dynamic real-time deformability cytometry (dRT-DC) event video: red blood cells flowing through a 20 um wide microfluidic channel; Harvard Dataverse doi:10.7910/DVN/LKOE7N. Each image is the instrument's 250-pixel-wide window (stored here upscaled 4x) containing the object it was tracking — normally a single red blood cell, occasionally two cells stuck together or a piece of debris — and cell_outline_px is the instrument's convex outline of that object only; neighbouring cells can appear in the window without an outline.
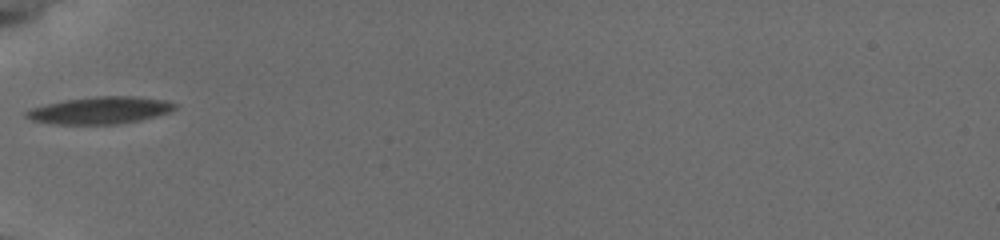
{"species": "common noctule bat (a hibernating species)", "species_latin": "Nyctalus noctula", "temperature_condition": "cold", "stored_images_in_passage": 35, "camera_frame_rate_fps": 3000, "um_per_image_px": 0.085, "animal": {"sex": "female", "body_mass_g": 19.5, "forearm_length_mm": 54.1}, "frame": {"image": 1, "passage_image": 1, "time_ms": 0.0, "image_size_px": [1000, 240], "cell_outline_px": [[176, 108], [168, 112], [156, 116], [140, 120], [116, 124], [56, 124], [32, 120], [24, 116], [24, 112], [32, 108], [64, 100], [96, 96], [136, 96], [164, 100], [176, 104]], "centroid_in_image_um": [8.5, 9.37], "position_along_channel_um": 76.5, "area_um2": 23.29}}
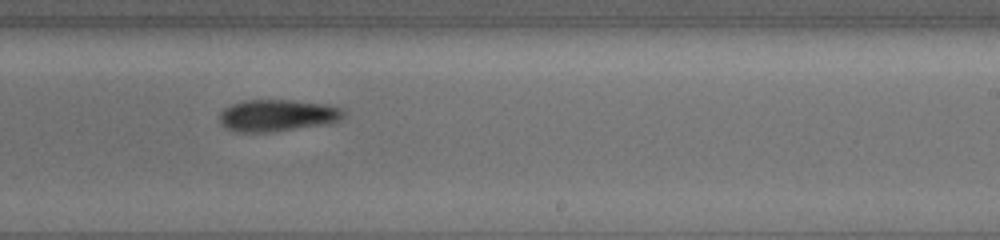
{"frame": {"image": 2, "passage_image": 16, "time_ms": 5.0, "image_size_px": [1000, 240], "cell_outline_px": [[344, 116], [340, 120], [324, 124], [272, 132], [236, 132], [220, 124], [220, 112], [224, 108], [232, 104], [244, 100], [292, 100], [328, 104], [340, 108], [344, 112]], "centroid_in_image_um": [23.56, 9.81], "position_along_channel_um": 265.4, "area_um2": 23.0}}
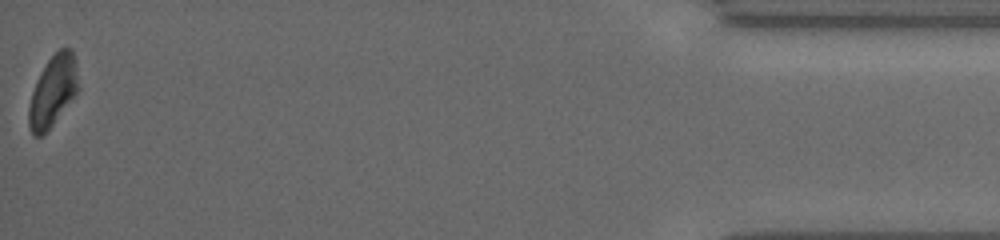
{"frame": {"image": 3, "passage_image": 35, "time_ms": 11.333, "image_size_px": [1000, 240], "cell_outline_px": [[80, 88], [52, 124], [40, 136], [32, 136], [28, 124], [28, 108], [32, 92], [36, 80], [40, 72], [48, 60], [60, 48], [72, 48], [76, 60]], "centroid_in_image_um": [4.5, 7.7], "position_along_channel_um": 430.7, "area_um2": 20.4}, "authors_computed_cell_mechanics": {"area_um2": 22.6576, "velocity_mm_per_s": 3.8091, "shape_relaxation_time_tau1_ms": 1.9551, "shape_relaxation_time_tau2_ms": null, "deformation_change_tau1": 0.0879, "deformation_change_tau2": null}}